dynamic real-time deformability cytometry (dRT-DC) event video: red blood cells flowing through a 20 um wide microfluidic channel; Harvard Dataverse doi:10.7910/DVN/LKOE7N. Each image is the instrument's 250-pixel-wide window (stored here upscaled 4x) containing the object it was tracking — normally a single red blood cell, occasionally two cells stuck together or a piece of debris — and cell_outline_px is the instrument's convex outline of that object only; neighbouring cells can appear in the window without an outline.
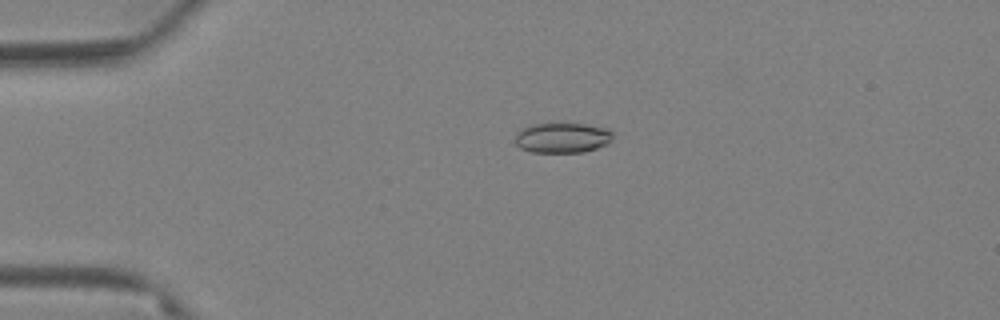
{"species": "Egyptian fruit bat (a non-hibernating species)", "species_latin": "Rousettus aegyptiacus", "temperature_condition": "warm", "stored_images_in_passage": 57, "camera_frame_rate_fps": 3000, "um_per_image_px": 0.085, "animal": {"sex": "female"}, "frame": {"image": 1, "passage_image": 6, "time_ms": 1.667, "image_size_px": [1000, 320], "cell_outline_px": [[612, 140], [608, 144], [584, 152], [532, 152], [520, 148], [516, 144], [516, 132], [520, 128], [532, 124], [588, 124], [608, 128], [612, 132]], "centroid_in_image_um": [47.81, 11.71], "position_along_channel_um": 37.2, "area_um2": 17.28}}
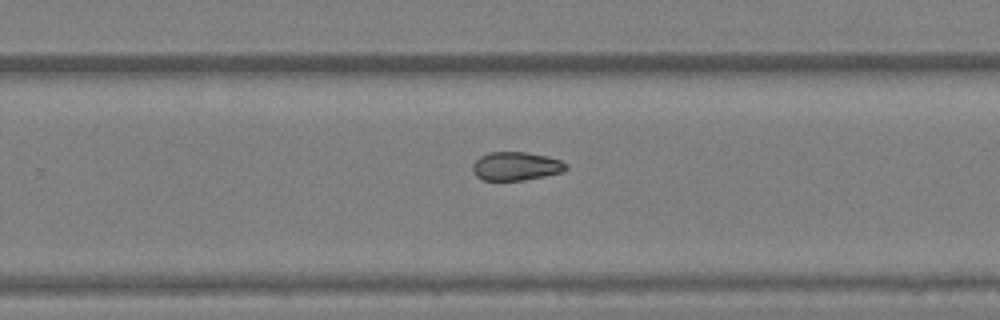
{"frame": {"image": 2, "passage_image": 34, "time_ms": 11.0, "image_size_px": [1000, 320], "cell_outline_px": [[568, 168], [564, 172], [524, 180], [484, 180], [476, 176], [472, 172], [472, 164], [480, 156], [488, 152], [524, 152], [548, 156], [560, 160], [568, 164]], "centroid_in_image_um": [43.87, 14.12], "position_along_channel_um": 285.9, "area_um2": 15.66}}
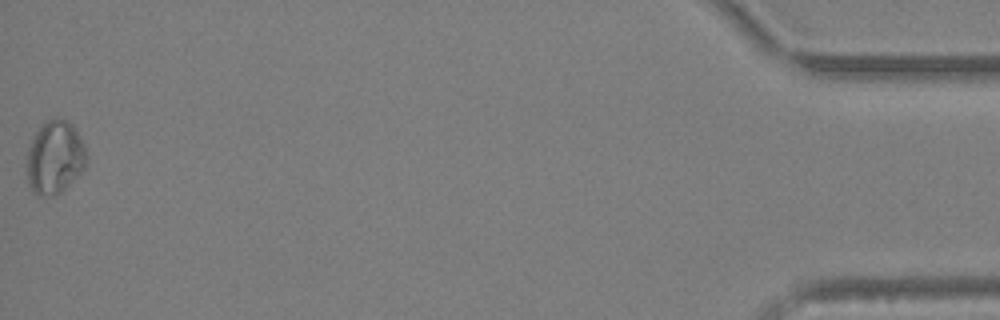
{"frame": {"image": 3, "passage_image": 57, "time_ms": 18.667, "image_size_px": [1000, 320], "cell_outline_px": [[88, 160], [84, 168], [60, 192], [52, 196], [36, 196], [32, 192], [28, 184], [28, 144], [40, 124], [56, 116], [60, 116], [68, 120], [72, 124], [80, 136], [84, 144], [88, 156]], "centroid_in_image_um": [4.66, 13.33], "position_along_channel_um": 430.5, "area_um2": 25.78}, "authors_computed_cell_mechanics": {"area_um2": 17.2822, "velocity_mm_per_s": 3.1256, "shape_relaxation_time_tau1_ms": null, "shape_relaxation_time_tau2_ms": 7.5299, "deformation_change_tau1": null, "deformation_change_tau2": 0.1037}}